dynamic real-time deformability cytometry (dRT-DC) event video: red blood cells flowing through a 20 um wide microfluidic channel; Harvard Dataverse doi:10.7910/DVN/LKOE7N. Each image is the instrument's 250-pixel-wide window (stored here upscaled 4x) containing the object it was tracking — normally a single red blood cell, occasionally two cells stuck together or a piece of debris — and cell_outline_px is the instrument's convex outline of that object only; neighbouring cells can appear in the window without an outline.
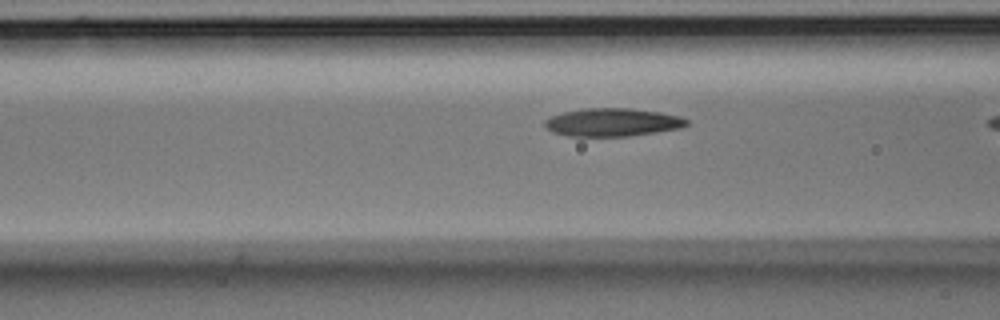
{"species": "Egyptian fruit bat (a non-hibernating species)", "species_latin": "Rousettus aegyptiacus", "temperature_condition": "room temperature", "stored_images_in_passage": 16, "camera_frame_rate_fps": 3000, "um_per_image_px": 0.085, "animal": {"sex": "male"}, "frame": {"image": 1, "passage_image": 15, "time_ms": 4.667, "image_size_px": [1000, 320], "cell_outline_px": [[688, 124], [684, 128], [628, 136], [568, 136], [552, 132], [544, 124], [544, 120], [552, 116], [564, 112], [584, 108], [628, 108], [660, 112], [680, 116], [688, 120]], "centroid_in_image_um": [52.09, 10.39], "position_along_channel_um": 114.5, "area_um2": 23.24}}